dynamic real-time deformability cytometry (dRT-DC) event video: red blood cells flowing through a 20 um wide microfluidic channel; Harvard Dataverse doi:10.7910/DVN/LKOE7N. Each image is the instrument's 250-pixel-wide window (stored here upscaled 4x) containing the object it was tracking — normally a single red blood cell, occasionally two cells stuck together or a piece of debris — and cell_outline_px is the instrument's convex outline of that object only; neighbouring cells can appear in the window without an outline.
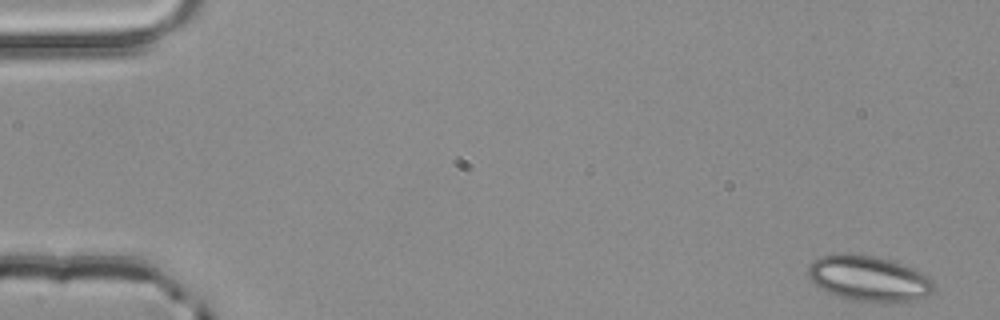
{"species": "common noctule bat (a hibernating species)", "species_latin": "Nyctalus noctula", "temperature_condition": "room temperature", "stored_images_in_passage": 4, "camera_frame_rate_fps": 3000, "um_per_image_px": 0.085, "animal": {"sex": "male", "body_mass_g": 20.4}, "frame": {"image": 1, "passage_image": 1, "time_ms": 0.0, "image_size_px": [1000, 320], "cell_outline_px": [[936, 288], [928, 296], [916, 300], [896, 304], [852, 300], [836, 296], [820, 288], [808, 276], [808, 264], [812, 260], [820, 256], [836, 252], [852, 252], [876, 256], [892, 260], [904, 264], [928, 276], [932, 280]], "centroid_in_image_um": [73.86, 23.66], "position_along_channel_um": 11.1, "area_um2": 34.39}}